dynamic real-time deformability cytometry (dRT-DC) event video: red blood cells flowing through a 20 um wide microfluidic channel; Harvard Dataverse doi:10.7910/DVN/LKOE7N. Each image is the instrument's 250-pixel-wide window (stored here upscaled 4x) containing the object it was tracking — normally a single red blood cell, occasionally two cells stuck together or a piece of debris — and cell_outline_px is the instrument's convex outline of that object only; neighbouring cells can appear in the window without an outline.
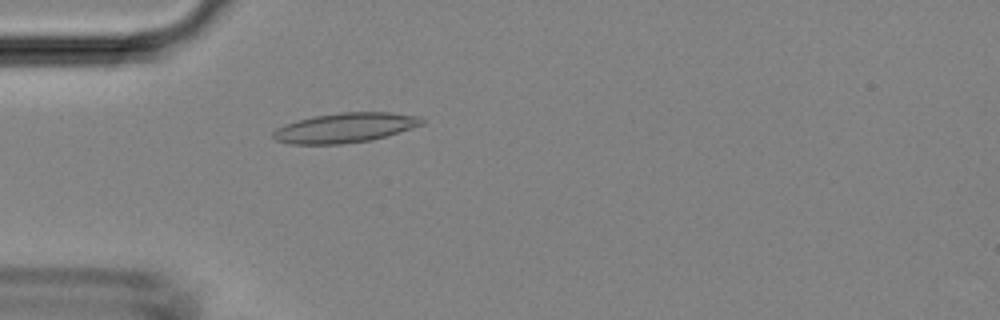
{"species": "Egyptian fruit bat (a non-hibernating species)", "species_latin": "Rousettus aegyptiacus", "temperature_condition": "room temperature", "stored_images_in_passage": 47, "camera_frame_rate_fps": 3000, "um_per_image_px": 0.085, "animal": {"sex": "female"}, "frame": {"image": 1, "passage_image": 14, "time_ms": 4.333, "image_size_px": [1000, 320], "cell_outline_px": [[424, 124], [372, 140], [340, 144], [288, 144], [276, 140], [272, 136], [272, 132], [276, 128], [312, 116], [340, 112], [392, 112], [420, 116], [424, 120]], "centroid_in_image_um": [29.34, 10.85], "position_along_channel_um": 55.7, "area_um2": 25.72}}
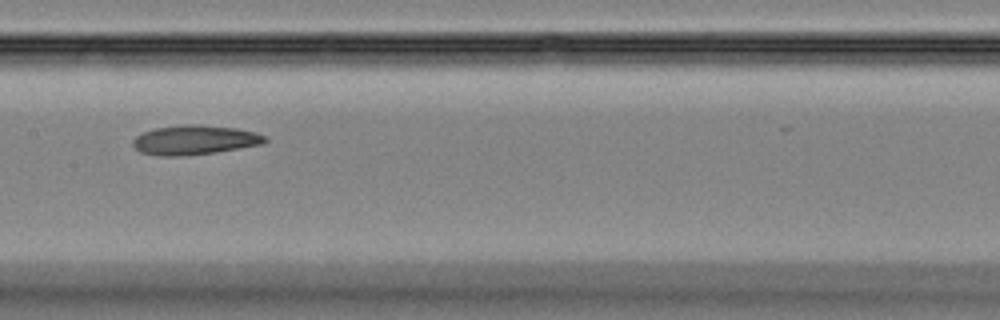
{"frame": {"image": 2, "passage_image": 24, "time_ms": 7.667, "image_size_px": [1000, 320], "cell_outline_px": [[268, 140], [264, 144], [216, 152], [184, 156], [156, 156], [140, 152], [132, 144], [132, 140], [136, 136], [144, 132], [156, 128], [188, 124], [200, 124], [236, 128], [256, 132], [264, 136]], "centroid_in_image_um": [16.55, 11.9], "position_along_channel_um": 190.8, "area_um2": 22.77}}
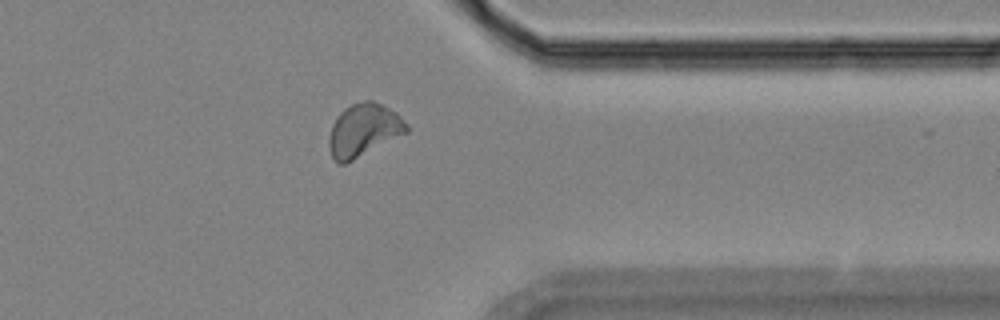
{"frame": {"image": 3, "passage_image": 38, "time_ms": 12.333, "image_size_px": [1000, 320], "cell_outline_px": [[408, 132], [344, 164], [336, 164], [332, 160], [328, 148], [328, 140], [332, 124], [336, 116], [344, 108], [352, 104], [364, 100], [372, 100], [396, 112], [408, 124]], "centroid_in_image_um": [30.87, 11.07], "position_along_channel_um": 380.5, "area_um2": 23.93}}